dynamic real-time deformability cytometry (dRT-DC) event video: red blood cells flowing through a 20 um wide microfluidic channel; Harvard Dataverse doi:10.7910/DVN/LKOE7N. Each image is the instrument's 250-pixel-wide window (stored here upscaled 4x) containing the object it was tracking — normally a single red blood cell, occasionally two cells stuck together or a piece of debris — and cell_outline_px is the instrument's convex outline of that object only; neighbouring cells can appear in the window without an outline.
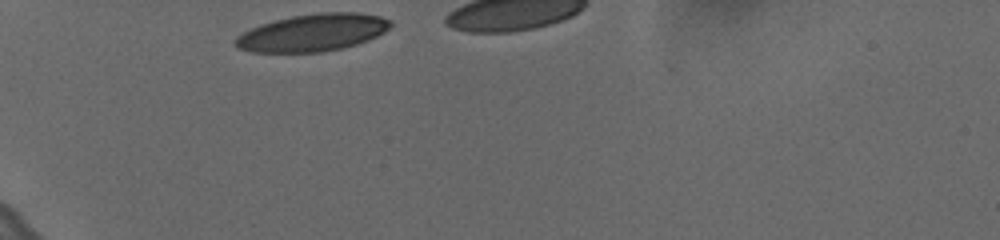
{"species": "human", "species_latin": "Homo sapiens", "temperature_condition": "cold", "stored_images_in_passage": 31, "camera_frame_rate_fps": 3000, "um_per_image_px": 0.085, "donor": {"sex": "female"}, "frame": {"image": 1, "passage_image": 1, "time_ms": 0.0, "image_size_px": [1000, 240], "cell_outline_px": [[392, 24], [384, 32], [368, 40], [356, 44], [324, 52], [252, 52], [236, 48], [232, 40], [236, 36], [260, 24], [292, 16], [320, 12], [360, 12], [380, 16], [392, 20]], "centroid_in_image_um": [26.56, 2.77], "position_along_channel_um": 58.4, "area_um2": 33.81}}
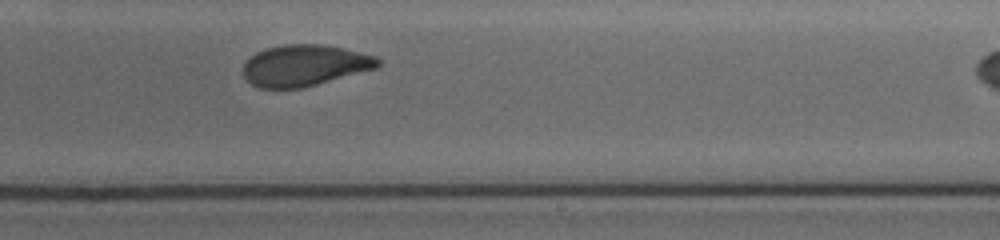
{"frame": {"image": 2, "passage_image": 20, "time_ms": 6.333, "image_size_px": [1000, 240], "cell_outline_px": [[380, 64], [376, 68], [316, 84], [300, 88], [260, 88], [252, 84], [244, 76], [244, 64], [256, 52], [268, 48], [284, 44], [324, 44], [344, 48], [376, 56], [380, 60]], "centroid_in_image_um": [25.9, 5.55], "position_along_channel_um": 263.1, "area_um2": 32.08}}
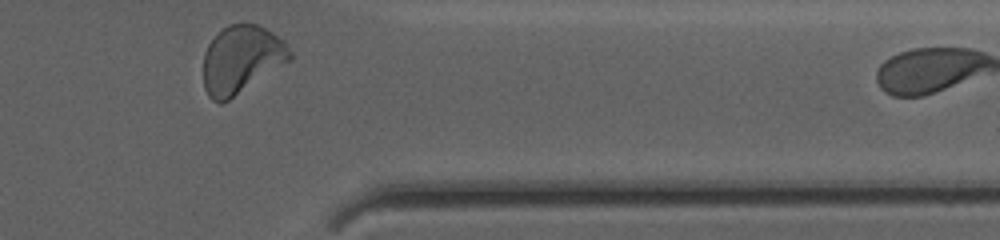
{"frame": {"image": 3, "passage_image": 31, "time_ms": 10.0, "image_size_px": [1000, 240], "cell_outline_px": [[292, 56], [288, 60], [228, 100], [220, 104], [212, 100], [208, 96], [204, 88], [204, 52], [208, 44], [216, 32], [228, 24], [244, 20], [256, 24], [272, 32], [284, 40], [292, 52]], "centroid_in_image_um": [20.47, 4.99], "position_along_channel_um": 390.9, "area_um2": 34.16}, "authors_computed_cell_mechanics": {"area_um2": 33.813, "velocity_mm_per_s": 3.5956, "shape_relaxation_time_tau1_ms": 4.3645, "shape_relaxation_time_tau2_ms": 1.694, "deformation_change_tau1": 0.1405, "deformation_change_tau2": 0.0669}}